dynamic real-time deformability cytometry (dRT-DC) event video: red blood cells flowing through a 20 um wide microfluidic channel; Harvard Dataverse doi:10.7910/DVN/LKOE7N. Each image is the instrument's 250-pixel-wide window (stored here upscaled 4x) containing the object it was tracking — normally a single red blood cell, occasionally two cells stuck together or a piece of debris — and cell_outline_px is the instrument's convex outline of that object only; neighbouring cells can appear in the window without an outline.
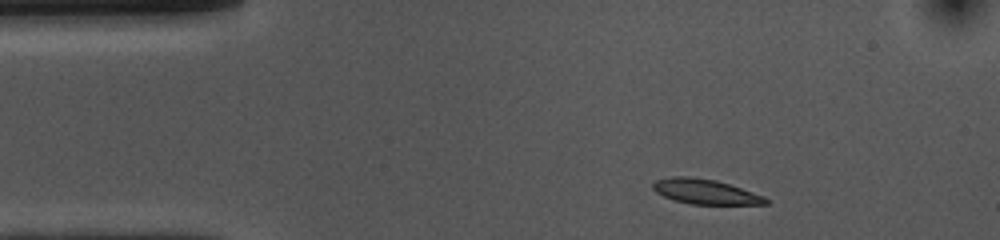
{"species": "common noctule bat (a hibernating species)", "species_latin": "Nyctalus noctula", "temperature_condition": "cold", "stored_images_in_passage": 46, "camera_frame_rate_fps": 3000, "um_per_image_px": 0.085, "animal": {"sex": "female", "body_mass_g": 10.0, "forearm_length_mm": 53.1}, "frame": {"image": 1, "passage_image": 1, "time_ms": 0.0, "image_size_px": [1000, 240], "cell_outline_px": [[768, 204], [692, 204], [672, 200], [656, 192], [652, 188], [652, 184], [656, 180], [672, 176], [688, 176], [716, 180], [764, 196], [768, 200]], "centroid_in_image_um": [59.91, 16.29], "position_along_channel_um": 25.1, "area_um2": 16.24}}
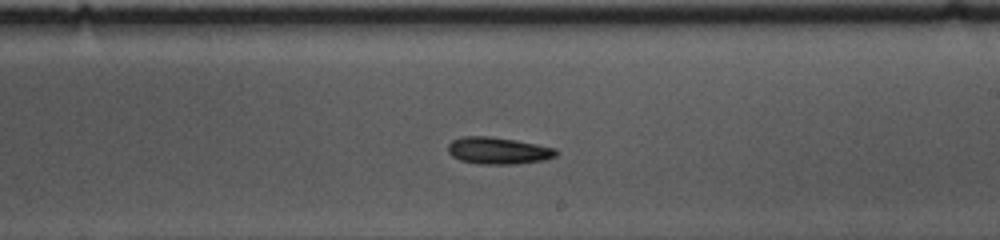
{"frame": {"image": 2, "passage_image": 23, "time_ms": 7.333, "image_size_px": [1000, 240], "cell_outline_px": [[560, 152], [556, 156], [544, 160], [516, 164], [476, 164], [460, 160], [452, 156], [448, 152], [448, 144], [452, 140], [464, 136], [488, 136], [516, 140], [556, 148]], "centroid_in_image_um": [42.35, 12.81], "position_along_channel_um": 246.6, "area_um2": 17.11}}
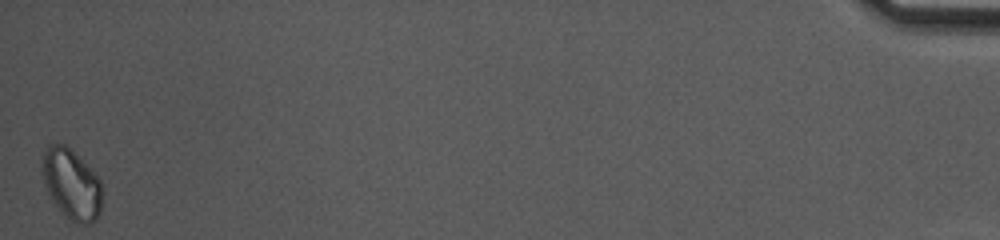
{"frame": {"image": 3, "passage_image": 46, "time_ms": 15.0, "image_size_px": [1000, 240], "cell_outline_px": [[100, 212], [96, 220], [92, 224], [76, 224], [52, 200], [48, 192], [44, 180], [44, 152], [48, 144], [64, 144], [100, 180]], "centroid_in_image_um": [6.09, 15.69], "position_along_channel_um": 429.1, "area_um2": 23.29}, "authors_computed_cell_mechanics": {"area_um2": 16.8776, "velocity_mm_per_s": 3.7004, "shape_relaxation_time_tau1_ms": 9.019, "shape_relaxation_time_tau2_ms": null, "deformation_change_tau1": 0.1339, "deformation_change_tau2": null}}